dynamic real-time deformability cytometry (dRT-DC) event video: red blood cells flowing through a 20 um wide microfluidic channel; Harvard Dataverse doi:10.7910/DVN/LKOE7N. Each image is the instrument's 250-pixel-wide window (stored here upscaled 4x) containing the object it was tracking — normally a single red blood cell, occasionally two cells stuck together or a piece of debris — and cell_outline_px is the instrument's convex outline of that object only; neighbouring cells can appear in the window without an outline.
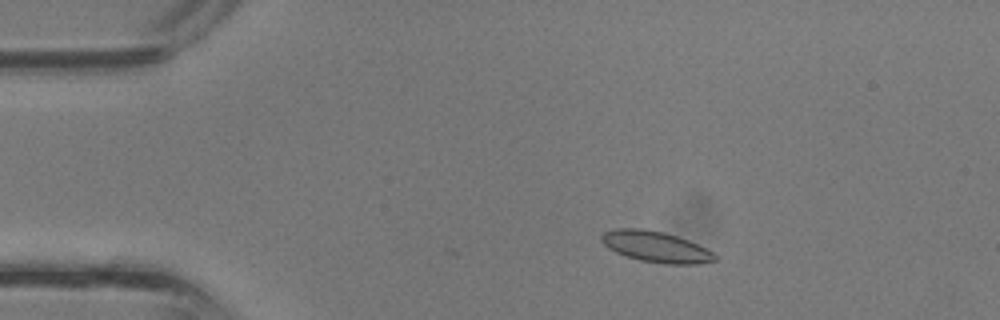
{"species": "common noctule bat (a hibernating species)", "species_latin": "Nyctalus noctula", "temperature_condition": "room temperature", "stored_images_in_passage": 30, "camera_frame_rate_fps": 3000, "um_per_image_px": 0.085, "animal": {"sex": "male", "body_mass_g": 13.3}, "frame": {"image": 1, "passage_image": 6, "time_ms": 1.667, "image_size_px": [1000, 320], "cell_outline_px": [[716, 260], [700, 264], [664, 264], [640, 260], [616, 252], [608, 248], [600, 240], [600, 236], [604, 232], [616, 228], [640, 228], [660, 232], [676, 236], [688, 240], [712, 252], [716, 256]], "centroid_in_image_um": [55.72, 20.98], "position_along_channel_um": 29.3, "area_um2": 20.17}}
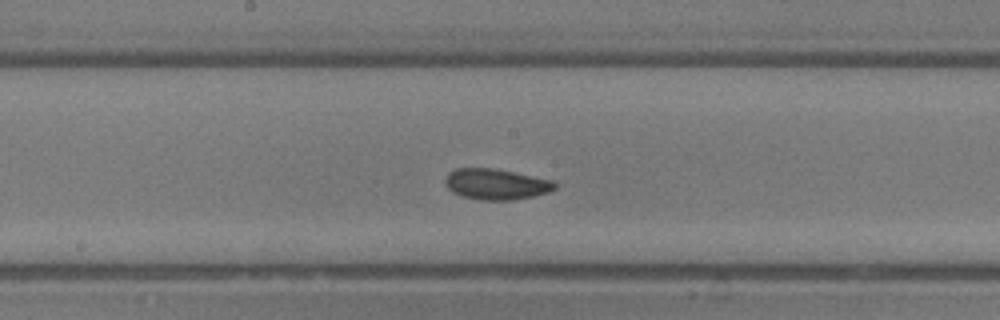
{"frame": {"image": 2, "passage_image": 19, "time_ms": 6.0, "image_size_px": [1000, 320], "cell_outline_px": [[556, 188], [548, 192], [532, 196], [512, 200], [484, 200], [464, 196], [452, 192], [444, 184], [444, 180], [448, 172], [456, 168], [492, 168], [552, 180], [556, 184]], "centroid_in_image_um": [42.13, 15.65], "position_along_channel_um": 206.1, "area_um2": 19.48}}
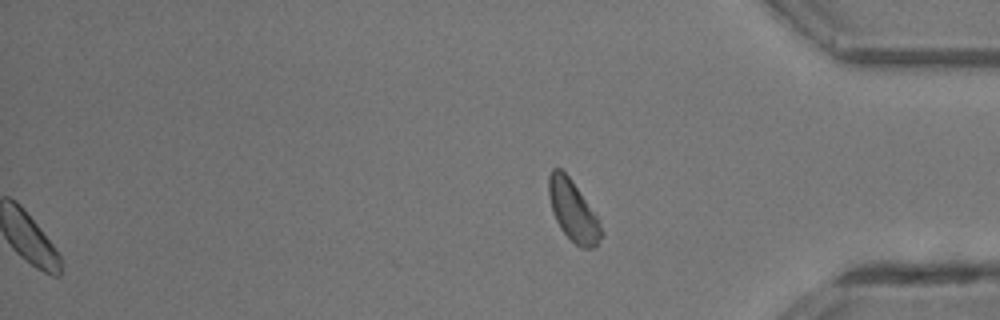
{"frame": {"image": 3, "passage_image": 30, "time_ms": 9.667, "image_size_px": [1000, 320], "cell_outline_px": [[604, 232], [596, 248], [580, 248], [560, 228], [552, 212], [548, 196], [548, 176], [552, 168], [560, 168], [568, 176], [596, 216]], "centroid_in_image_um": [48.69, 17.94], "position_along_channel_um": 386.5, "area_um2": 18.32}}